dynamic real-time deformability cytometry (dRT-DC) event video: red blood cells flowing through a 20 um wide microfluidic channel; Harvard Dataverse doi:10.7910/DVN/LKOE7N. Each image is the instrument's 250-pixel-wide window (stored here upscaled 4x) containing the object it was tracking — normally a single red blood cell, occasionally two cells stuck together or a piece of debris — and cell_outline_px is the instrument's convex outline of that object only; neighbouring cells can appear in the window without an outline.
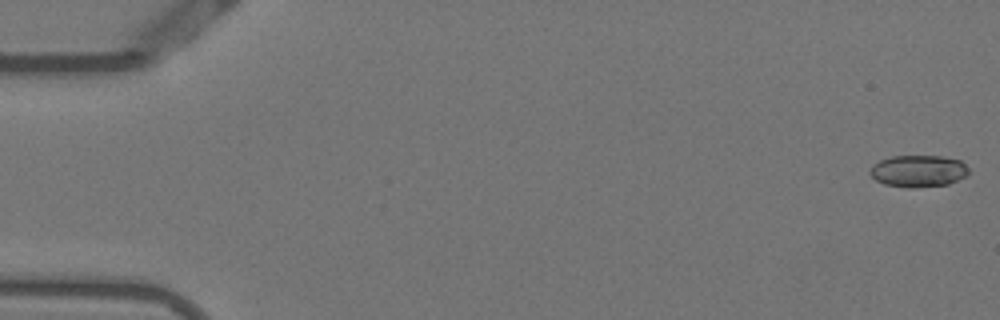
{"species": "Egyptian fruit bat (a non-hibernating species)", "species_latin": "Rousettus aegyptiacus", "temperature_condition": "warm", "stored_images_in_passage": 54, "camera_frame_rate_fps": 3000, "um_per_image_px": 0.085, "animal": {"sex": "female"}, "frame": {"image": 1, "passage_image": 1, "time_ms": 0.0, "image_size_px": [1000, 320], "cell_outline_px": [[968, 172], [964, 176], [948, 184], [916, 188], [908, 188], [884, 184], [876, 180], [868, 172], [872, 164], [880, 160], [892, 156], [940, 156], [960, 160], [968, 168]], "centroid_in_image_um": [78.01, 14.54], "position_along_channel_um": 7.0, "area_um2": 18.32}}
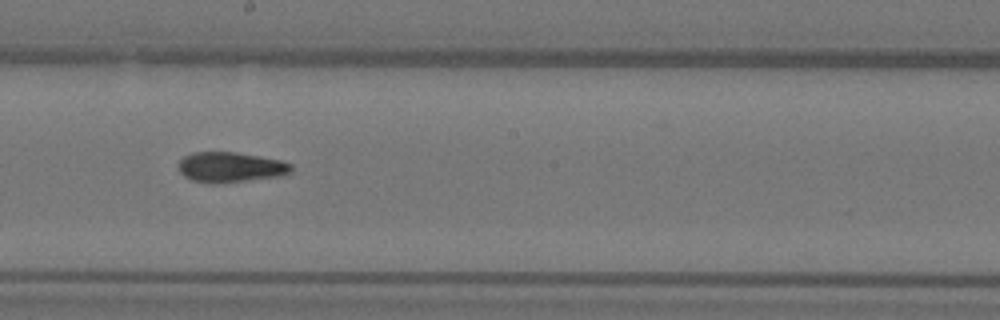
{"frame": {"image": 2, "passage_image": 30, "time_ms": 9.667, "image_size_px": [1000, 320], "cell_outline_px": [[292, 172], [284, 176], [244, 180], [192, 180], [184, 176], [180, 172], [180, 160], [184, 156], [192, 152], [236, 152], [260, 156], [280, 160], [292, 164]], "centroid_in_image_um": [19.67, 14.16], "position_along_channel_um": 228.5, "area_um2": 19.07}}
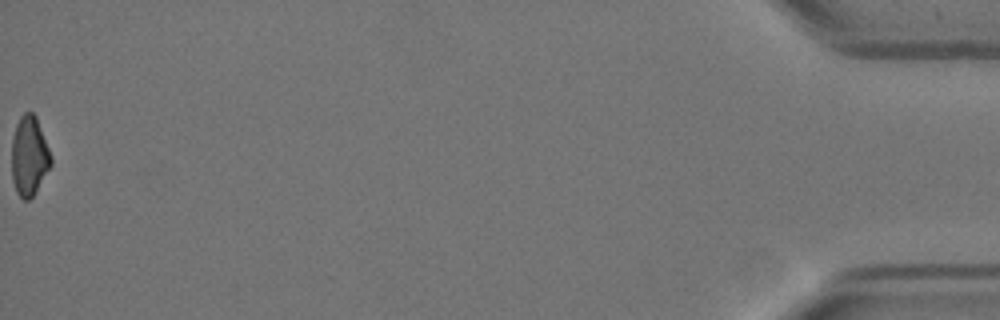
{"frame": {"image": 3, "passage_image": 54, "time_ms": 17.667, "image_size_px": [1000, 320], "cell_outline_px": [[52, 164], [32, 196], [28, 200], [24, 200], [16, 192], [12, 180], [12, 140], [16, 124], [20, 116], [24, 112], [32, 112], [36, 116], [52, 156]], "centroid_in_image_um": [2.48, 13.24], "position_along_channel_um": 432.7, "area_um2": 18.15}, "authors_computed_cell_mechanics": {"area_um2": 19.5075, "velocity_mm_per_s": 3.8189, "shape_relaxation_time_tau1_ms": 10.3165, "shape_relaxation_time_tau2_ms": 2.8938, "deformation_change_tau1": 0.2705, "deformation_change_tau2": 0.0842}}